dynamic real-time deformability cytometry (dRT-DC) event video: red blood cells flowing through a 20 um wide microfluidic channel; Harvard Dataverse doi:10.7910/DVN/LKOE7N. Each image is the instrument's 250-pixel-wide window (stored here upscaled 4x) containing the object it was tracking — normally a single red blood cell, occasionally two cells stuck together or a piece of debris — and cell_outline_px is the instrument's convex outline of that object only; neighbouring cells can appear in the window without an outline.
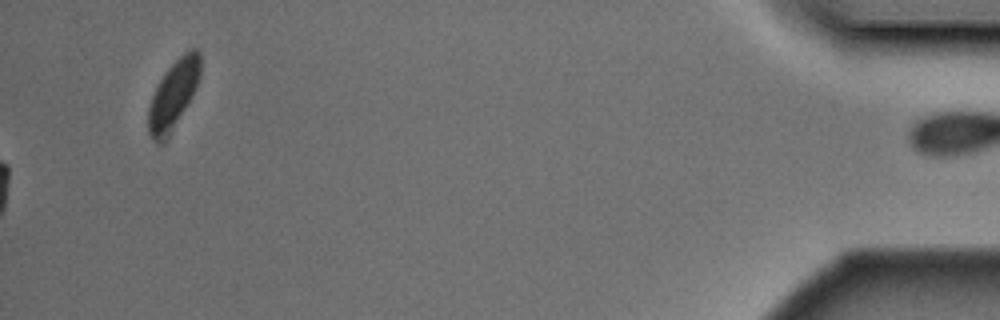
{"species": "Egyptian fruit bat (a non-hibernating species)", "species_latin": "Rousettus aegyptiacus", "temperature_condition": "cold", "stored_images_in_passage": 43, "camera_frame_rate_fps": 3000, "um_per_image_px": 0.085, "animal": {"sex": "male"}, "frame": {"image": 1, "passage_image": 43, "time_ms": 14.0, "image_size_px": [1000, 320], "cell_outline_px": [[200, 76], [188, 100], [164, 144], [156, 144], [148, 132], [148, 108], [152, 96], [164, 72], [184, 52], [192, 48], [196, 48], [200, 52]], "centroid_in_image_um": [14.7, 8.06], "position_along_channel_um": 420.5, "area_um2": 20.17}}